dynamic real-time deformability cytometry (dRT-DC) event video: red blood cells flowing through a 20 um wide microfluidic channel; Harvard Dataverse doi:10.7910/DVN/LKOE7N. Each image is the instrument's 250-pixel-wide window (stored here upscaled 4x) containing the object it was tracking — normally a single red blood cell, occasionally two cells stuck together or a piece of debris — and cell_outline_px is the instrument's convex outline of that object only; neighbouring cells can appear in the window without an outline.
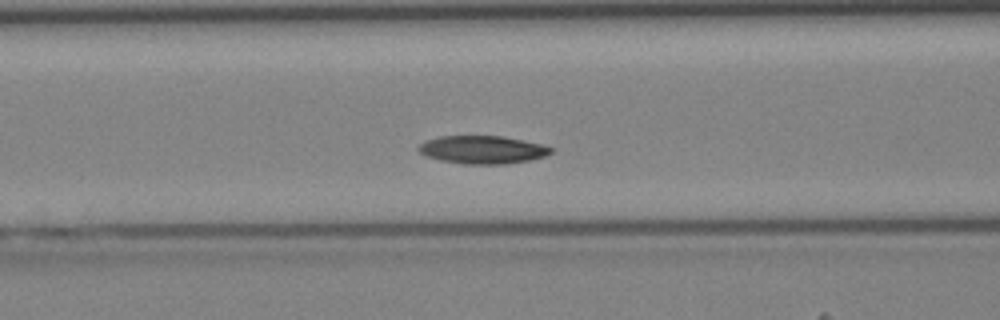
{"species": "Egyptian fruit bat (a non-hibernating species)", "species_latin": "Rousettus aegyptiacus", "temperature_condition": "cold", "stored_images_in_passage": 42, "camera_frame_rate_fps": 3000, "um_per_image_px": 0.085, "animal": {"sex": "female"}, "frame": {"image": 1, "passage_image": 16, "time_ms": 5.0, "image_size_px": [1000, 320], "cell_outline_px": [[552, 152], [544, 156], [532, 160], [504, 164], [464, 164], [440, 160], [424, 156], [416, 148], [424, 140], [440, 136], [500, 136], [524, 140], [540, 144], [552, 148]], "centroid_in_image_um": [40.97, 12.73], "position_along_channel_um": 125.6, "area_um2": 21.68}}
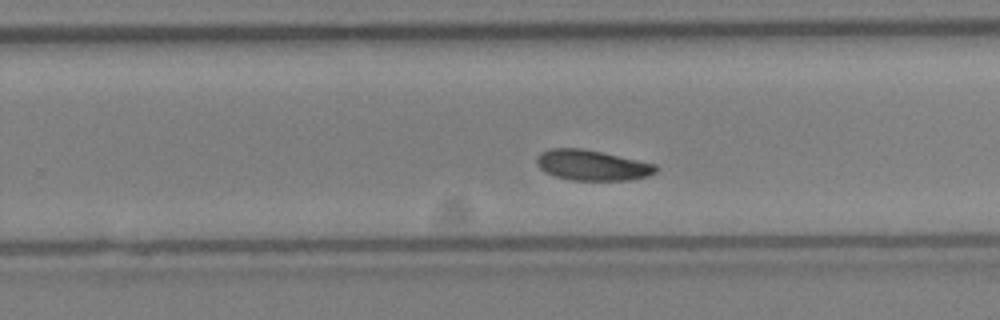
{"frame": {"image": 2, "passage_image": 26, "time_ms": 8.333, "image_size_px": [1000, 320], "cell_outline_px": [[660, 168], [656, 172], [648, 176], [632, 180], [572, 180], [556, 176], [544, 172], [536, 164], [536, 156], [540, 152], [552, 148], [580, 148], [600, 152], [656, 164]], "centroid_in_image_um": [50.32, 14.05], "position_along_channel_um": 279.5, "area_um2": 21.15}}
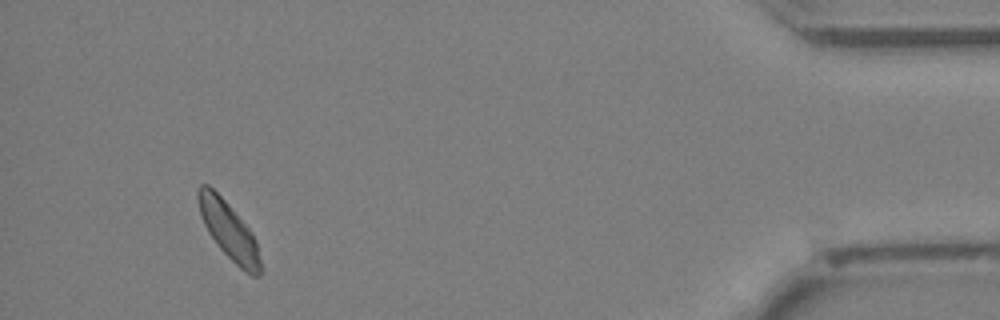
{"frame": {"image": 3, "passage_image": 39, "time_ms": 12.667, "image_size_px": [1000, 320], "cell_outline_px": [[264, 268], [260, 276], [252, 276], [244, 272], [216, 244], [208, 232], [200, 216], [196, 196], [196, 188], [200, 184], [208, 184], [228, 204], [252, 232], [256, 240]], "centroid_in_image_um": [19.46, 19.63], "position_along_channel_um": 415.7, "area_um2": 21.15}}